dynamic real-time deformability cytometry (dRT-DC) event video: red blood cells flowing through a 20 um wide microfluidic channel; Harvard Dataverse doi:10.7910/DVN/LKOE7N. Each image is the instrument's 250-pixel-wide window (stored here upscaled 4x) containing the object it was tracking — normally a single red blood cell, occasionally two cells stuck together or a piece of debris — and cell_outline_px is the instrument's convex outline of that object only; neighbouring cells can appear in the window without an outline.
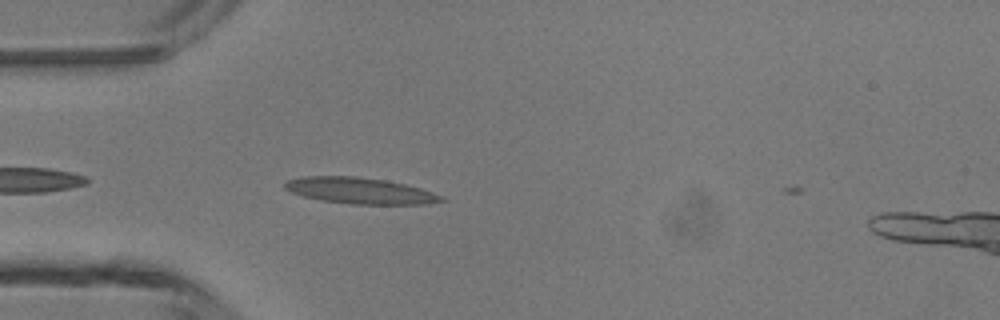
{"species": "common noctule bat (a hibernating species)", "species_latin": "Nyctalus noctula", "temperature_condition": "room temperature", "stored_images_in_passage": 4, "camera_frame_rate_fps": 3000, "um_per_image_px": 0.085, "animal": {"sex": "male", "body_mass_g": 13.3}, "frame": {"image": 1, "passage_image": 3, "time_ms": 3.333, "image_size_px": [1000, 320], "cell_outline_px": [[448, 200], [428, 204], [348, 204], [320, 200], [304, 196], [292, 192], [284, 188], [284, 184], [288, 180], [300, 176], [356, 176], [384, 180], [404, 184], [420, 188], [444, 196]], "centroid_in_image_um": [30.62, 16.21], "position_along_channel_um": 54.4, "area_um2": 23.93}}